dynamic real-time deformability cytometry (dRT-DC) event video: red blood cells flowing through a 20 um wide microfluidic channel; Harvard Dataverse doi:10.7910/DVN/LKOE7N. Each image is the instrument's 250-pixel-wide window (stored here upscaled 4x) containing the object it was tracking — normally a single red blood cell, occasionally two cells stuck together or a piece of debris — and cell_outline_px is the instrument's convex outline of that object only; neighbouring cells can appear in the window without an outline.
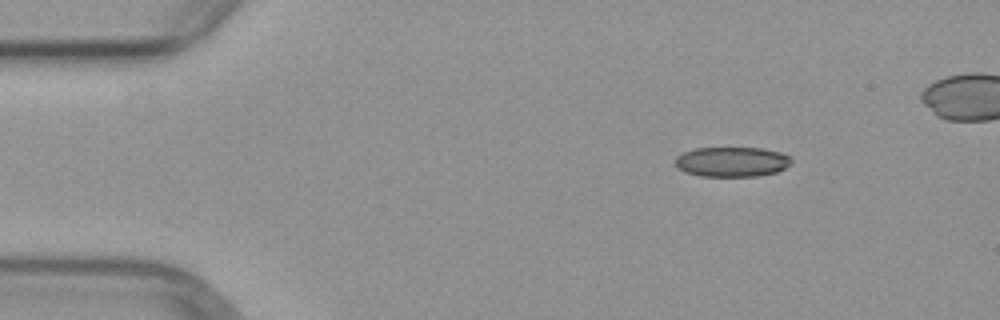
{"species": "common noctule bat (a hibernating species)", "species_latin": "Nyctalus noctula", "temperature_condition": "warm", "stored_images_in_passage": 4, "camera_frame_rate_fps": 3000, "um_per_image_px": 0.085, "animal": {"sex": "female", "body_mass_g": 29.2, "forearm_length_mm": 56.3}, "frame": {"image": 1, "passage_image": 1, "time_ms": 0.0, "image_size_px": [1000, 320], "cell_outline_px": [[792, 164], [776, 172], [756, 176], [700, 176], [684, 172], [676, 168], [676, 156], [684, 152], [696, 148], [764, 148], [780, 152], [788, 156], [792, 160]], "centroid_in_image_um": [62.2, 13.75], "position_along_channel_um": 22.8, "area_um2": 20.29}}